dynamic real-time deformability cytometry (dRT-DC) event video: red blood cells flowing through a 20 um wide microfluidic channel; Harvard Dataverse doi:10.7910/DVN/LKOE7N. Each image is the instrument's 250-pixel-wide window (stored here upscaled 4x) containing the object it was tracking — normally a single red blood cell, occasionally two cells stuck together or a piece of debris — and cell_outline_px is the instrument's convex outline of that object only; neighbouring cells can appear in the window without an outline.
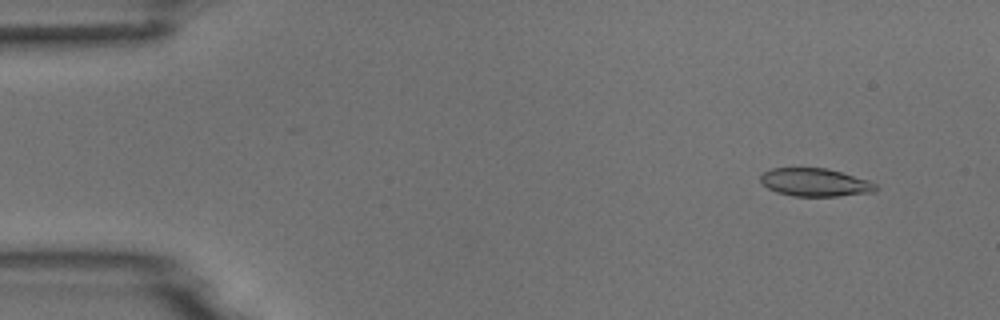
{"species": "common noctule bat (a hibernating species)", "species_latin": "Nyctalus noctula", "temperature_condition": "room temperature", "stored_images_in_passage": 5, "camera_frame_rate_fps": 3000, "um_per_image_px": 0.085, "animal": {"sex": "male", "body_mass_g": 18.8}, "frame": {"image": 1, "passage_image": 2, "time_ms": 1.0, "image_size_px": [1000, 320], "cell_outline_px": [[880, 188], [876, 192], [840, 196], [792, 196], [776, 192], [768, 188], [760, 180], [760, 176], [764, 172], [772, 168], [828, 168], [868, 180], [876, 184]], "centroid_in_image_um": [69.32, 15.51], "position_along_channel_um": 15.7, "area_um2": 18.96}}
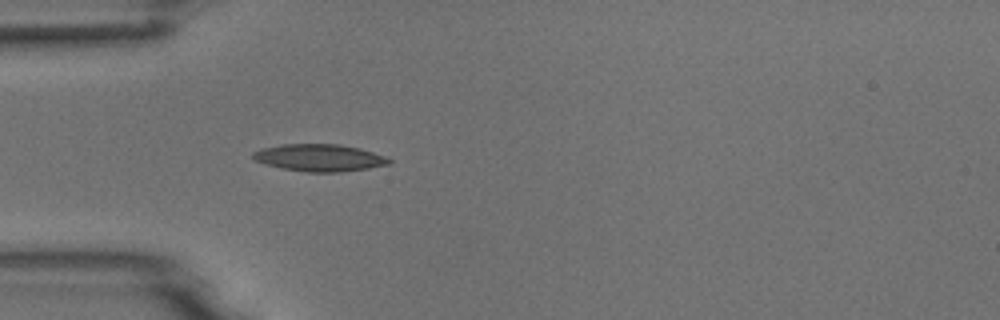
{"frame": {"image": 2, "passage_image": 5, "time_ms": 4.667, "image_size_px": [1000, 320], "cell_outline_px": [[392, 164], [368, 168], [340, 172], [308, 172], [280, 168], [256, 160], [252, 156], [252, 152], [260, 148], [280, 144], [340, 144], [360, 148], [384, 156], [392, 160]], "centroid_in_image_um": [27.16, 13.4], "position_along_channel_um": 57.8, "area_um2": 21.56}}